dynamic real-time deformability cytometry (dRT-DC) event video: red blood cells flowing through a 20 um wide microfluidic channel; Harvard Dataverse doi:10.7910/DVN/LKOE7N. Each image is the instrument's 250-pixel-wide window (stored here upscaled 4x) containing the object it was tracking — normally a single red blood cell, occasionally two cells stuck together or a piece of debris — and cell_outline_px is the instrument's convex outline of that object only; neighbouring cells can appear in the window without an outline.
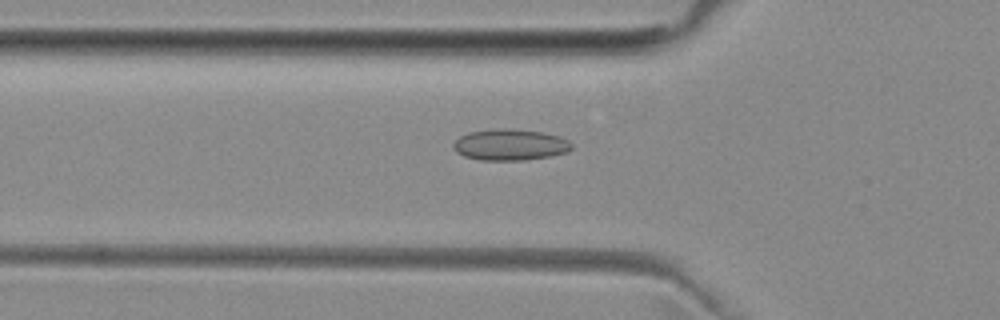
{"species": "common noctule bat (a hibernating species)", "species_latin": "Nyctalus noctula", "temperature_condition": "room temperature", "stored_images_in_passage": 5, "camera_frame_rate_fps": 3000, "um_per_image_px": 0.085, "animal": {"sex": "female", "body_mass_g": 29.2, "forearm_length_mm": 56.3}, "frame": {"image": 1, "passage_image": 5, "time_ms": 4.667, "image_size_px": [1000, 320], "cell_outline_px": [[572, 148], [568, 152], [552, 156], [524, 160], [480, 160], [464, 156], [456, 152], [452, 148], [452, 144], [460, 136], [468, 132], [500, 128], [504, 128], [544, 132], [560, 136], [568, 140], [572, 144]], "centroid_in_image_um": [43.36, 12.3], "position_along_channel_um": 82.4, "area_um2": 21.73}}